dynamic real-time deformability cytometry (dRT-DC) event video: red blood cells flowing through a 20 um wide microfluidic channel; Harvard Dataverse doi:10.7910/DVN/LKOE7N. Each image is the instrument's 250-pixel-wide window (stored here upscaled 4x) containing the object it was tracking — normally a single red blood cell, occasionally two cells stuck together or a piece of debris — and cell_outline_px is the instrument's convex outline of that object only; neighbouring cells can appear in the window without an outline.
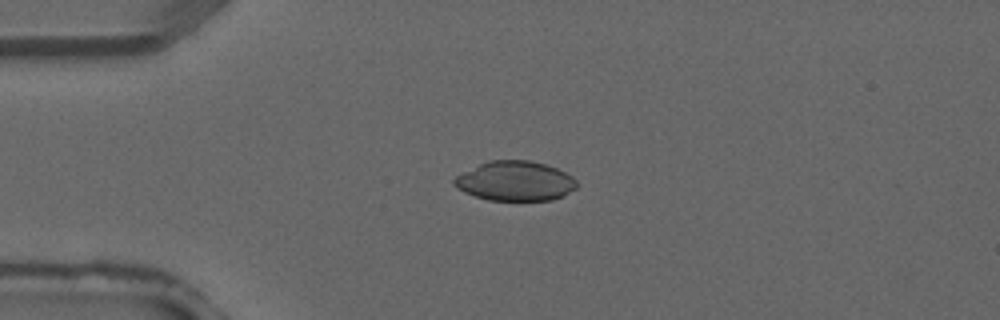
{"species": "common noctule bat (a hibernating species)", "species_latin": "Nyctalus noctula", "temperature_condition": "warm", "stored_images_in_passage": 4, "camera_frame_rate_fps": 3000, "um_per_image_px": 0.085, "animal": {"sex": "male", "forearm_length_mm": 52.5}, "frame": {"image": 1, "passage_image": 3, "time_ms": 0.667, "image_size_px": [1000, 320], "cell_outline_px": [[576, 188], [564, 196], [552, 200], [488, 200], [464, 192], [456, 188], [452, 184], [452, 180], [456, 176], [488, 160], [528, 160], [544, 164], [556, 168], [572, 176], [576, 180]], "centroid_in_image_um": [43.78, 15.39], "position_along_channel_um": 41.2, "area_um2": 28.26}}